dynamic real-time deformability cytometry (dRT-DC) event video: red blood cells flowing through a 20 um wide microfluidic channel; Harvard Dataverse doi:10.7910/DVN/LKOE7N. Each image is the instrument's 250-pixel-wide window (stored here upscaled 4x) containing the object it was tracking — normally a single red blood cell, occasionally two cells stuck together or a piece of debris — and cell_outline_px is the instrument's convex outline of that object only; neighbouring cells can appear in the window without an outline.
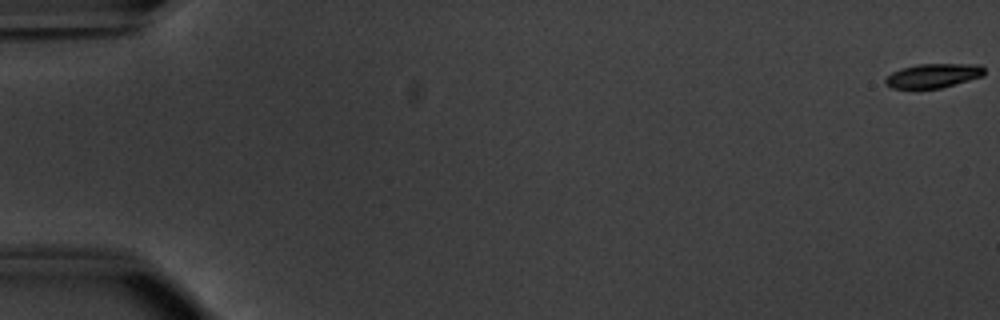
{"species": "common noctule bat (a hibernating species)", "species_latin": "Nyctalus noctula", "temperature_condition": "warm", "stored_images_in_passage": 8, "camera_frame_rate_fps": 3000, "um_per_image_px": 0.085, "animal": {"sex": "male", "body_mass_g": 20.1, "forearm_length_mm": 53.5}, "frame": {"image": 1, "passage_image": 1, "time_ms": 0.0, "image_size_px": [1000, 320], "cell_outline_px": [[984, 76], [940, 88], [892, 88], [884, 84], [884, 80], [892, 72], [900, 68], [916, 64], [980, 64], [984, 68]], "centroid_in_image_um": [79.31, 6.42], "position_along_channel_um": 5.7, "area_um2": 13.99}}